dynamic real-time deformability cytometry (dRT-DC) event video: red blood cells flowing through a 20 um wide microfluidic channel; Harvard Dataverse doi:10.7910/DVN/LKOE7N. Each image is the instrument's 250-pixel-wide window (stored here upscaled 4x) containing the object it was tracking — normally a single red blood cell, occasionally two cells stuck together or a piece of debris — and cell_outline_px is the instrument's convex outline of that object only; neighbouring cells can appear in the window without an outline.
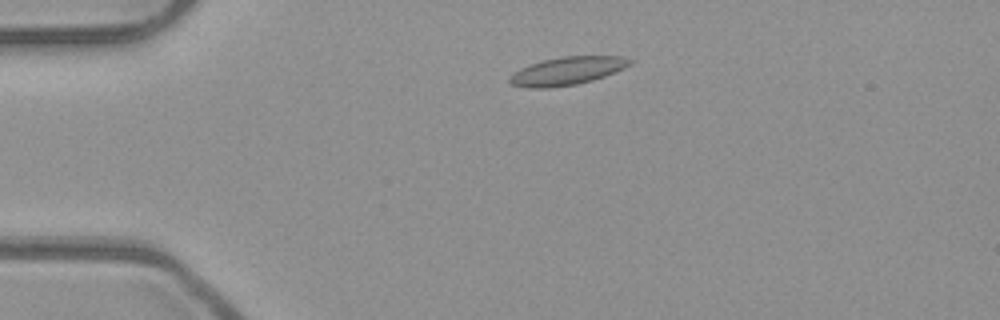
{"species": "common noctule bat (a hibernating species)", "species_latin": "Nyctalus noctula", "temperature_condition": "room temperature", "stored_images_in_passage": 2, "camera_frame_rate_fps": 3000, "um_per_image_px": 0.085, "animal": {"sex": "male", "body_mass_g": 23.1, "forearm_length_mm": 52.7}, "frame": {"image": 1, "passage_image": 1, "time_ms": 0.0, "image_size_px": [1000, 320], "cell_outline_px": [[636, 60], [632, 64], [624, 68], [604, 76], [592, 80], [576, 84], [548, 88], [524, 88], [512, 84], [508, 80], [508, 76], [512, 72], [528, 64], [560, 56], [624, 56]], "centroid_in_image_um": [48.19, 6.02], "position_along_channel_um": 36.8, "area_um2": 19.94}}